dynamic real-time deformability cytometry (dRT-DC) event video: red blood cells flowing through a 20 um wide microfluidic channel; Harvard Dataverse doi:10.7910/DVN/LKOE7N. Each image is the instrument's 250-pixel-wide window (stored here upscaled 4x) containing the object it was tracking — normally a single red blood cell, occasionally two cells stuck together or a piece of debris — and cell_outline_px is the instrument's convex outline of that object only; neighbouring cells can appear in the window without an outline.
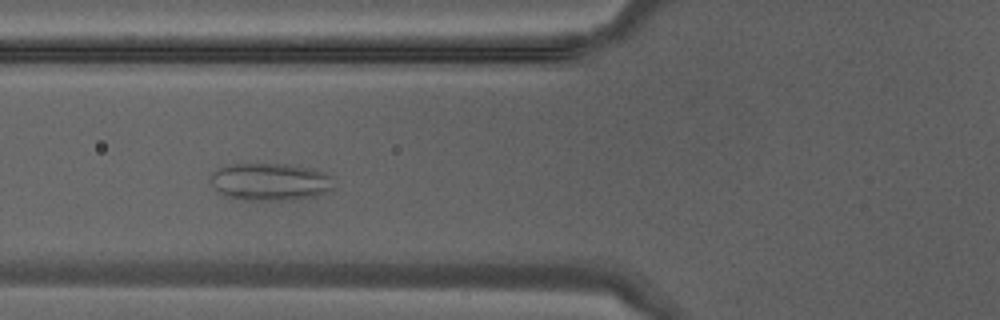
{"species": "Egyptian fruit bat (a non-hibernating species)", "species_latin": "Rousettus aegyptiacus", "temperature_condition": "warm", "stored_images_in_passage": 25, "camera_frame_rate_fps": 3000, "um_per_image_px": 0.085, "animal": {"sex": "male"}, "frame": {"image": 1, "passage_image": 8, "time_ms": 2.333, "image_size_px": [1000, 320], "cell_outline_px": [[336, 188], [328, 192], [316, 196], [288, 200], [248, 200], [228, 196], [220, 192], [208, 180], [212, 172], [216, 168], [232, 164], [288, 164], [312, 168], [324, 172], [332, 176]], "centroid_in_image_um": [23.02, 15.44], "position_along_channel_um": 102.8, "area_um2": 27.22}}